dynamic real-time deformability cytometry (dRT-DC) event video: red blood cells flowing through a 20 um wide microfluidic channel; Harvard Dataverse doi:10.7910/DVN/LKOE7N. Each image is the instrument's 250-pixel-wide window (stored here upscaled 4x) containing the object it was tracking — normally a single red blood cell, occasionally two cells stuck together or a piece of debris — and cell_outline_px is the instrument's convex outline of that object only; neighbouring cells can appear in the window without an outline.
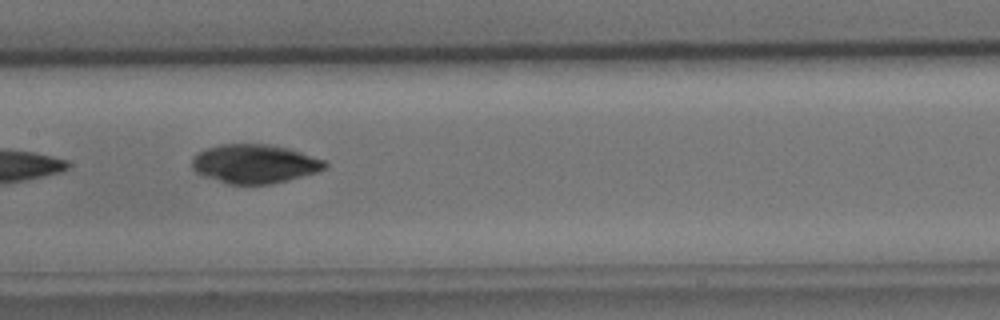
{"species": "common noctule bat (a hibernating species)", "species_latin": "Nyctalus noctula", "temperature_condition": "cold", "stored_images_in_passage": 8, "camera_frame_rate_fps": 3000, "um_per_image_px": 0.085, "animal": {"sex": "male", "body_mass_g": 15.6}, "frame": {"image": 1, "passage_image": 7, "time_ms": 8.0, "image_size_px": [1000, 320], "cell_outline_px": [[328, 164], [324, 168], [316, 172], [272, 184], [228, 184], [204, 176], [196, 172], [192, 168], [192, 156], [196, 152], [220, 144], [268, 144], [288, 148], [328, 160]], "centroid_in_image_um": [21.63, 13.91], "position_along_channel_um": 185.8, "area_um2": 30.23}}